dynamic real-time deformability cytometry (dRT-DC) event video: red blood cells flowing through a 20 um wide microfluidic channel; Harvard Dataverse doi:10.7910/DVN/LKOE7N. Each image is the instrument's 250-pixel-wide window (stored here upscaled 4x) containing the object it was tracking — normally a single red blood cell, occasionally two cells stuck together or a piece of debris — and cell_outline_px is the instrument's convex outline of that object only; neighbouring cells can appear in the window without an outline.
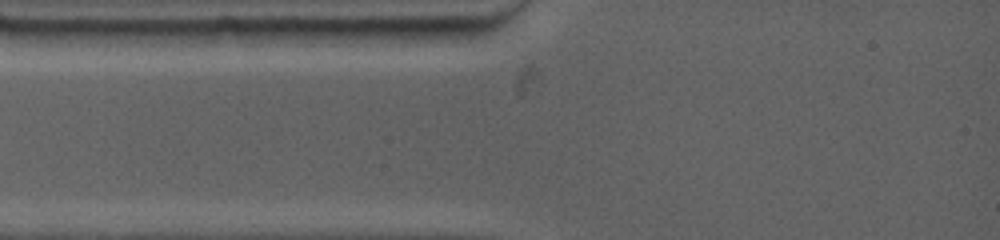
{"species": "common noctule bat (a hibernating species)", "species_latin": "Nyctalus noctula", "temperature_condition": "warm", "stored_images_in_passage": 1, "camera_frame_rate_fps": 4500, "um_per_image_px": 0.085, "animal": {"sex": "female", "body_mass_g": 19.0, "forearm_length_mm": 53.3}, "frame": {"image": 1, "passage_image": 1, "time_ms": 0.0, "image_size_px": [1000, 240], "cell_outline_px": [[288, 28], [280, 44], [256, 52], [208, 44], [196, 32], [212, 28]], "centroid_in_image_um": [20.75, 3.21], "position_along_channel_um": 64.3, "area_um2": 11.5}}